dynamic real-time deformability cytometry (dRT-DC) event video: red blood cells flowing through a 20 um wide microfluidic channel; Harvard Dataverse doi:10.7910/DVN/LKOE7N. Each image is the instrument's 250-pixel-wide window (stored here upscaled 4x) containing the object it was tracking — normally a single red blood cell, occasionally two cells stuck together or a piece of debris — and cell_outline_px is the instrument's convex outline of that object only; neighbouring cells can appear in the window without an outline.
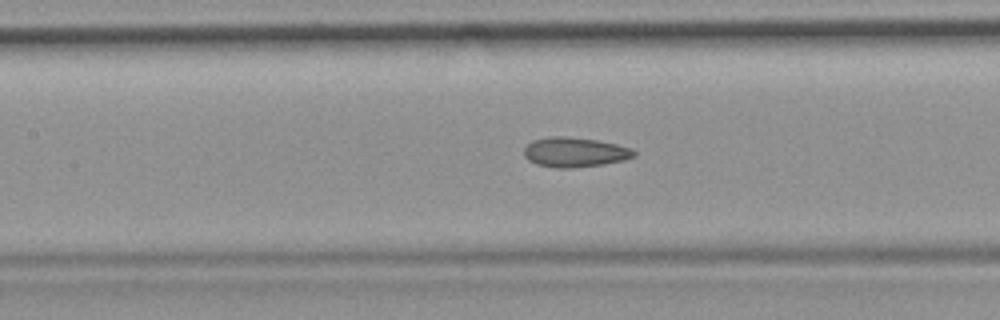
{"species": "common noctule bat (a hibernating species)", "species_latin": "Nyctalus noctula", "temperature_condition": "room temperature", "stored_images_in_passage": 50, "camera_frame_rate_fps": 3000, "um_per_image_px": 0.085, "animal": {"sex": "female", "body_mass_g": 19.9}, "frame": {"image": 1, "passage_image": 22, "time_ms": 7.0, "image_size_px": [1000, 320], "cell_outline_px": [[636, 156], [624, 160], [604, 164], [572, 168], [556, 168], [536, 164], [528, 160], [524, 156], [524, 148], [532, 140], [552, 136], [564, 136], [596, 140], [616, 144], [632, 148], [636, 152]], "centroid_in_image_um": [48.86, 12.94], "position_along_channel_um": 158.5, "area_um2": 19.13}}